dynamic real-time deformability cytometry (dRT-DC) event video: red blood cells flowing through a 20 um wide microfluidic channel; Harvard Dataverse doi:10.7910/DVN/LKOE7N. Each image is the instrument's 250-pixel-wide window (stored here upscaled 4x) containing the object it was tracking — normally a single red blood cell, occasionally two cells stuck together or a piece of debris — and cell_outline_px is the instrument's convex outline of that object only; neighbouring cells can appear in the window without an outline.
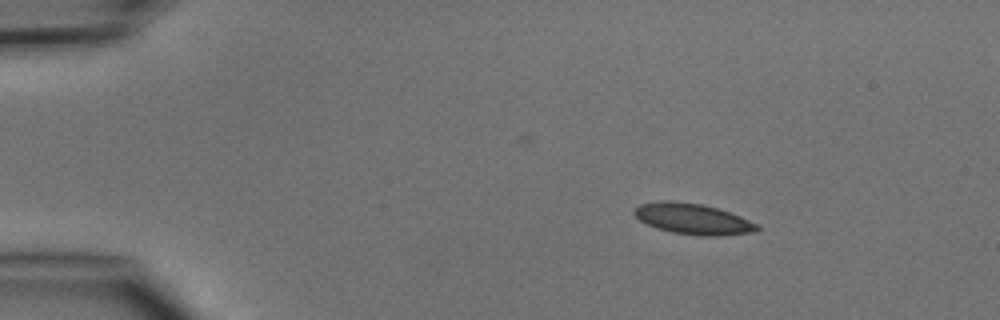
{"species": "common noctule bat (a hibernating species)", "species_latin": "Nyctalus noctula", "temperature_condition": "cold", "stored_images_in_passage": 3, "camera_frame_rate_fps": 3000, "um_per_image_px": 0.085, "animal": {"sex": "male", "body_mass_g": 15.6}, "frame": {"image": 1, "passage_image": 1, "time_ms": 0.0, "image_size_px": [1000, 320], "cell_outline_px": [[760, 228], [756, 232], [716, 236], [700, 236], [672, 232], [656, 228], [640, 220], [632, 212], [640, 204], [664, 200], [672, 200], [700, 204], [716, 208], [740, 216], [756, 224]], "centroid_in_image_um": [58.88, 18.61], "position_along_channel_um": 26.1, "area_um2": 21.85}}
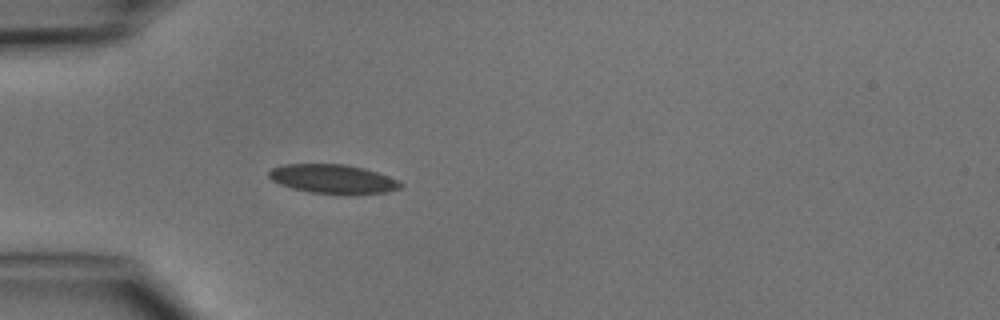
{"frame": {"image": 2, "passage_image": 3, "time_ms": 2.333, "image_size_px": [1000, 320], "cell_outline_px": [[404, 184], [400, 188], [388, 192], [344, 196], [308, 192], [292, 188], [280, 184], [272, 180], [268, 176], [268, 172], [272, 168], [284, 164], [344, 164], [364, 168], [388, 176]], "centroid_in_image_um": [28.31, 15.24], "position_along_channel_um": 56.7, "area_um2": 22.72}}